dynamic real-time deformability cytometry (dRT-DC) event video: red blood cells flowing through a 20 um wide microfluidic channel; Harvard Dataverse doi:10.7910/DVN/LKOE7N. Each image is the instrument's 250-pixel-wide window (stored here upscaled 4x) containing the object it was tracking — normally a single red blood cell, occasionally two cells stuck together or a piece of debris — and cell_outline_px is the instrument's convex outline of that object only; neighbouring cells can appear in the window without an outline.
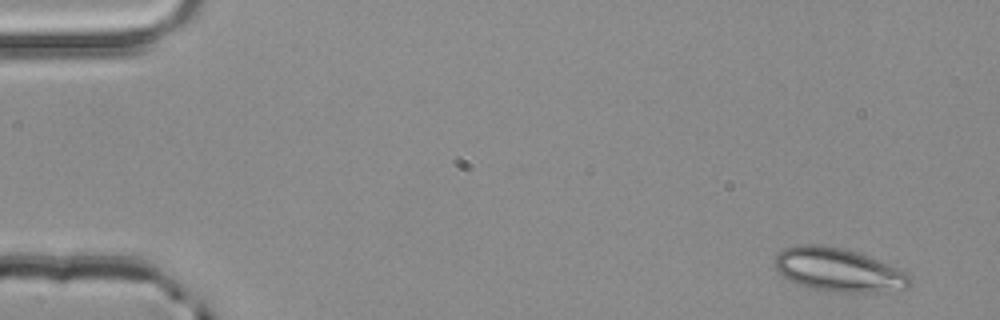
{"species": "common noctule bat (a hibernating species)", "species_latin": "Nyctalus noctula", "temperature_condition": "room temperature", "stored_images_in_passage": 3, "camera_frame_rate_fps": 3000, "um_per_image_px": 0.085, "animal": {"sex": "male", "body_mass_g": 20.4}, "frame": {"image": 1, "passage_image": 1, "time_ms": 0.0, "image_size_px": [1000, 320], "cell_outline_px": [[912, 284], [908, 288], [884, 292], [824, 292], [788, 280], [780, 276], [776, 268], [776, 256], [784, 248], [796, 244], [820, 244], [844, 248], [860, 252], [908, 272], [912, 276]], "centroid_in_image_um": [71.32, 22.94], "position_along_channel_um": 13.7, "area_um2": 34.91}}